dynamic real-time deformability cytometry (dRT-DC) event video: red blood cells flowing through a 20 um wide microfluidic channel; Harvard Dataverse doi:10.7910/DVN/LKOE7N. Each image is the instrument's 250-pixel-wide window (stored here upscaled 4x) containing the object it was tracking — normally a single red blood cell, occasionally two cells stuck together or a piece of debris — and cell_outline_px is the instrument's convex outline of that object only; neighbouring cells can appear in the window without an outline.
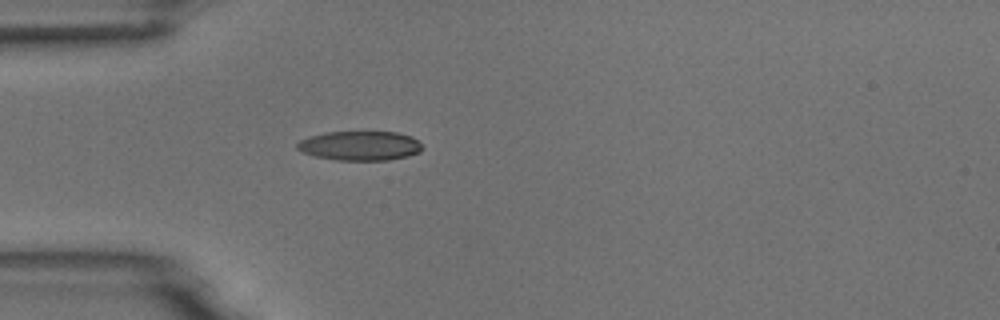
{"species": "common noctule bat (a hibernating species)", "species_latin": "Nyctalus noctula", "temperature_condition": "room temperature", "stored_images_in_passage": 1, "camera_frame_rate_fps": 3000, "um_per_image_px": 0.085, "animal": {"sex": "male", "body_mass_g": 18.8}, "frame": {"image": 1, "passage_image": 1, "time_ms": 0.0, "image_size_px": [1000, 320], "cell_outline_px": [[424, 148], [420, 152], [408, 156], [388, 160], [336, 160], [316, 156], [304, 152], [296, 148], [296, 144], [300, 140], [324, 132], [396, 132], [412, 136]], "centroid_in_image_um": [30.62, 12.39], "position_along_channel_um": 54.4, "area_um2": 21.33}}